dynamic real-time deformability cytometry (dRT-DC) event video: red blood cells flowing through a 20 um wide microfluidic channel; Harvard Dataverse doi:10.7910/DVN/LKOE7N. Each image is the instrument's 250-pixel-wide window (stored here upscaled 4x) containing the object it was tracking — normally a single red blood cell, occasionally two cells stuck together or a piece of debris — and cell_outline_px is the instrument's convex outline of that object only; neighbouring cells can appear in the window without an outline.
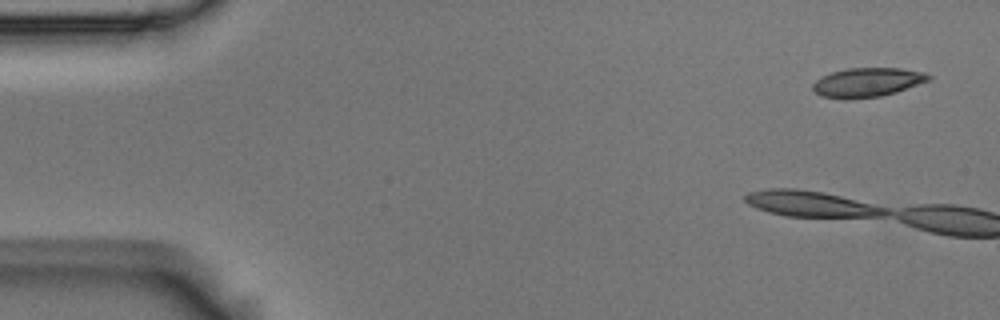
{"species": "Egyptian fruit bat (a non-hibernating species)", "species_latin": "Rousettus aegyptiacus", "temperature_condition": "room temperature", "stored_images_in_passage": 2, "camera_frame_rate_fps": 3000, "um_per_image_px": 0.085, "animal": {"sex": "male"}, "frame": {"image": 1, "passage_image": 1, "time_ms": 0.0, "image_size_px": [1000, 320], "cell_outline_px": [[932, 80], [896, 92], [880, 96], [820, 96], [812, 88], [812, 84], [816, 80], [832, 72], [848, 68], [900, 68], [924, 72], [932, 76]], "centroid_in_image_um": [73.82, 6.95], "position_along_channel_um": 11.2, "area_um2": 18.96}}